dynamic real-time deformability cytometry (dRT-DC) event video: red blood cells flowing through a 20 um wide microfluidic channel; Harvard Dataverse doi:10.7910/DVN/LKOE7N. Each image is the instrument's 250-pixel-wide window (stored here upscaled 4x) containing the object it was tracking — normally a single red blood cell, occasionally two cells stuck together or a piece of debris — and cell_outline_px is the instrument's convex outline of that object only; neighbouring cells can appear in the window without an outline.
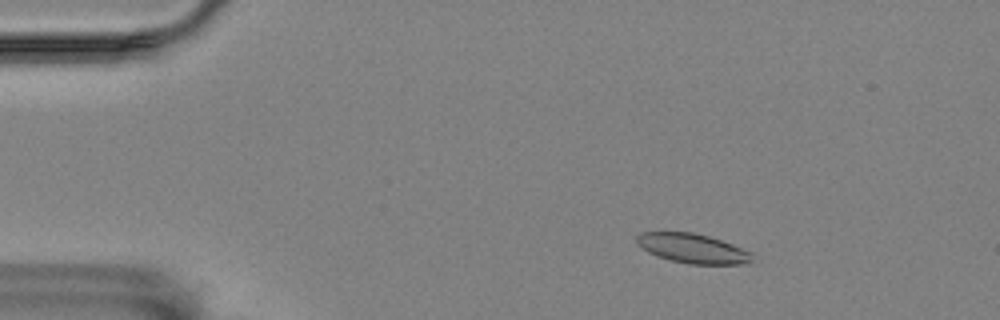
{"species": "Egyptian fruit bat (a non-hibernating species)", "species_latin": "Rousettus aegyptiacus", "temperature_condition": "room temperature", "stored_images_in_passage": 5, "camera_frame_rate_fps": 3000, "um_per_image_px": 0.085, "animal": {"sex": "female"}, "frame": {"image": 1, "passage_image": 2, "time_ms": 1.333, "image_size_px": [1000, 320], "cell_outline_px": [[752, 260], [744, 264], [688, 264], [656, 256], [648, 252], [636, 244], [636, 236], [640, 232], [692, 232], [708, 236], [732, 244], [752, 252]], "centroid_in_image_um": [58.84, 21.11], "position_along_channel_um": 26.2, "area_um2": 19.83}}